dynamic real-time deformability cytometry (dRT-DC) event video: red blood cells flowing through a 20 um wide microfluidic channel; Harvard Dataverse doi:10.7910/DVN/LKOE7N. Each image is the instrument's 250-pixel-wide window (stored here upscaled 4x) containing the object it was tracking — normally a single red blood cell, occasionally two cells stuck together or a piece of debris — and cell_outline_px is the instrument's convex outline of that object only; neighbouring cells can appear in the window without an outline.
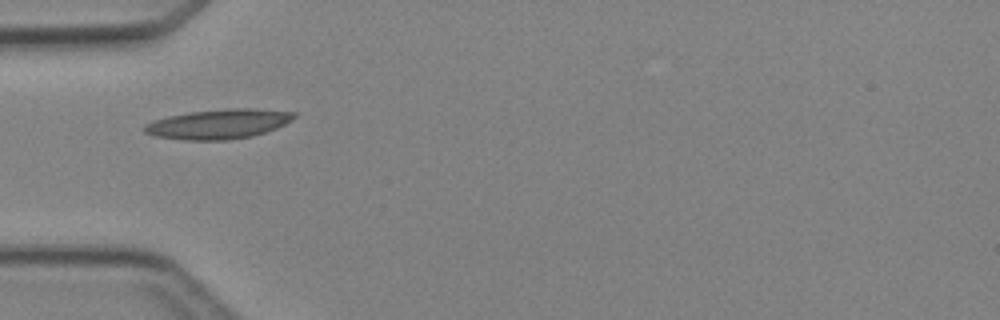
{"species": "Egyptian fruit bat (a non-hibernating species)", "species_latin": "Rousettus aegyptiacus", "temperature_condition": "cold", "stored_images_in_passage": 1, "camera_frame_rate_fps": 3000, "um_per_image_px": 0.085, "animal": {"sex": "female"}, "frame": {"image": 1, "passage_image": 1, "time_ms": 0.0, "image_size_px": [1000, 320], "cell_outline_px": [[296, 116], [284, 124], [276, 128], [252, 136], [228, 140], [184, 140], [156, 136], [144, 132], [144, 124], [152, 120], [168, 116], [188, 112], [228, 108], [252, 108], [296, 112]], "centroid_in_image_um": [18.55, 10.53], "position_along_channel_um": 66.5, "area_um2": 25.89}}